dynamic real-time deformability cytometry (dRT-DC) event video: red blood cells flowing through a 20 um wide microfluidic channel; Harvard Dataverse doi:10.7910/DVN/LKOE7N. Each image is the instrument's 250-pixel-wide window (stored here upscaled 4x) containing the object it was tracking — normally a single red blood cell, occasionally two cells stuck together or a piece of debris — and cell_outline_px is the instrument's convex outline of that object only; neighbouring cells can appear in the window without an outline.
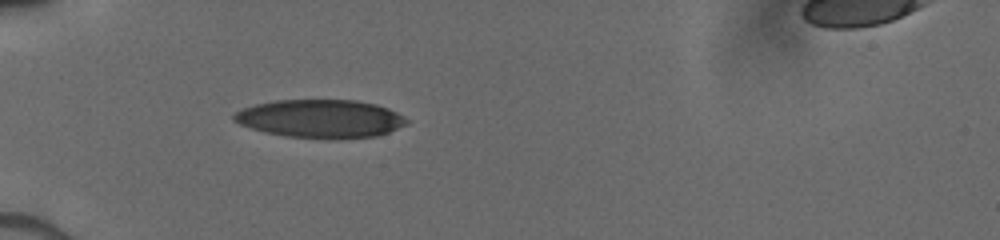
{"species": "human", "species_latin": "Homo sapiens", "temperature_condition": "cold", "stored_images_in_passage": 3, "camera_frame_rate_fps": 3000, "um_per_image_px": 0.085, "donor": {"sex": "male"}, "frame": {"image": 1, "passage_image": 1, "time_ms": 0.0, "image_size_px": [1000, 240], "cell_outline_px": [[408, 124], [388, 132], [376, 136], [336, 140], [284, 136], [264, 132], [240, 124], [232, 120], [232, 116], [236, 112], [244, 108], [256, 104], [276, 100], [356, 100], [376, 104], [388, 108], [404, 116], [408, 120]], "centroid_in_image_um": [27.26, 10.1], "position_along_channel_um": 57.7, "area_um2": 38.78}}
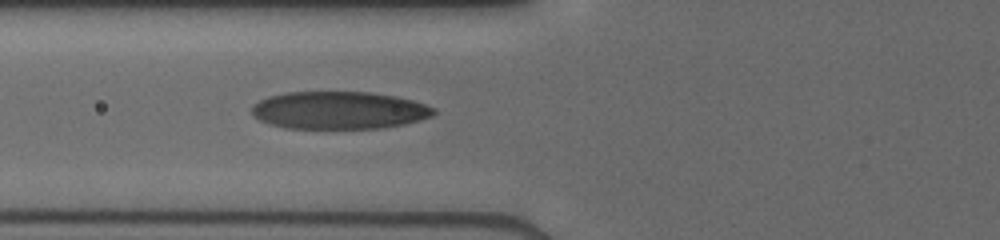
{"frame": {"image": 2, "passage_image": 3, "time_ms": 1.333, "image_size_px": [1000, 240], "cell_outline_px": [[436, 112], [432, 116], [420, 120], [404, 124], [380, 128], [284, 128], [268, 124], [252, 116], [252, 104], [268, 96], [284, 92], [368, 92], [396, 96], [412, 100], [436, 108]], "centroid_in_image_um": [28.79, 9.37], "position_along_channel_um": 97.0, "area_um2": 40.06}}